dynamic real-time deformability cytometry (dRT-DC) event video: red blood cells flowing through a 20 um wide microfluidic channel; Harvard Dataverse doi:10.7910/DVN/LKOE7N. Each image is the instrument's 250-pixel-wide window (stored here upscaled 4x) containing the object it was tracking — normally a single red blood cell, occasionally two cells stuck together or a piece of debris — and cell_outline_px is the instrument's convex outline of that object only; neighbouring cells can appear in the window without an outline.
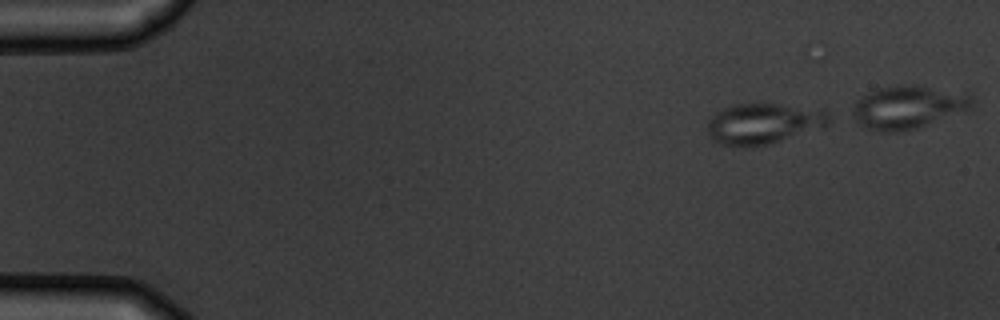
{"species": "common noctule bat (a hibernating species)", "species_latin": "Nyctalus noctula", "temperature_condition": "warm", "stored_images_in_passage": 5, "camera_frame_rate_fps": 3000, "um_per_image_px": 0.085, "animal": {"sex": "male", "body_mass_g": 19.5, "forearm_length_mm": 54.6}, "frame": {"image": 1, "passage_image": 1, "time_ms": 0.0, "image_size_px": [1000, 320], "cell_outline_px": [[836, 116], [824, 128], [768, 144], [748, 148], [744, 148], [720, 144], [712, 140], [708, 132], [708, 120], [712, 116], [724, 108], [732, 104], [780, 104], [828, 108]], "centroid_in_image_um": [65.03, 10.5], "position_along_channel_um": 20.0, "area_um2": 29.88}}